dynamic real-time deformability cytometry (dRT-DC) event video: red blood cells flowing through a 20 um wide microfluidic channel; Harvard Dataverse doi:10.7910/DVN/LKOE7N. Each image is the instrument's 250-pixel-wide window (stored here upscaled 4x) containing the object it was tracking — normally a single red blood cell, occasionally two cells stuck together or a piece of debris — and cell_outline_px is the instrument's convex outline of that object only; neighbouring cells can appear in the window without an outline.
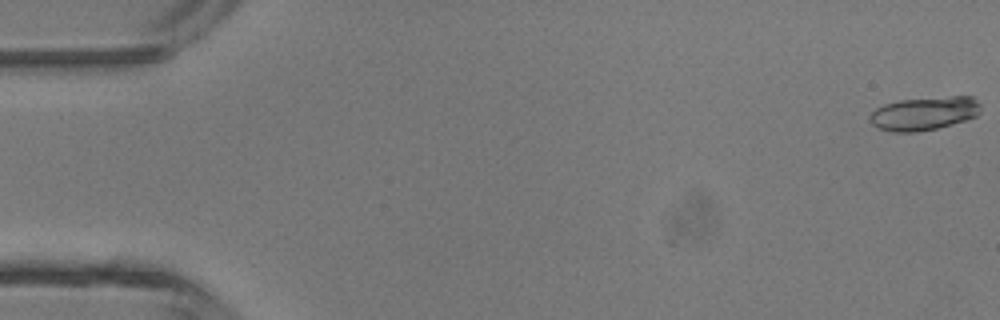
{"species": "common noctule bat (a hibernating species)", "species_latin": "Nyctalus noctula", "temperature_condition": "room temperature", "stored_images_in_passage": 20, "camera_frame_rate_fps": 3000, "um_per_image_px": 0.085, "animal": {"sex": "male", "body_mass_g": 13.3}, "frame": {"image": 1, "passage_image": 1, "time_ms": 0.0, "image_size_px": [1000, 320], "cell_outline_px": [[980, 112], [976, 116], [964, 120], [936, 128], [916, 132], [892, 132], [876, 128], [872, 124], [868, 116], [876, 108], [884, 104], [900, 100], [952, 96], [972, 96], [980, 104]], "centroid_in_image_um": [78.52, 9.64], "position_along_channel_um": 6.5, "area_um2": 21.56}}
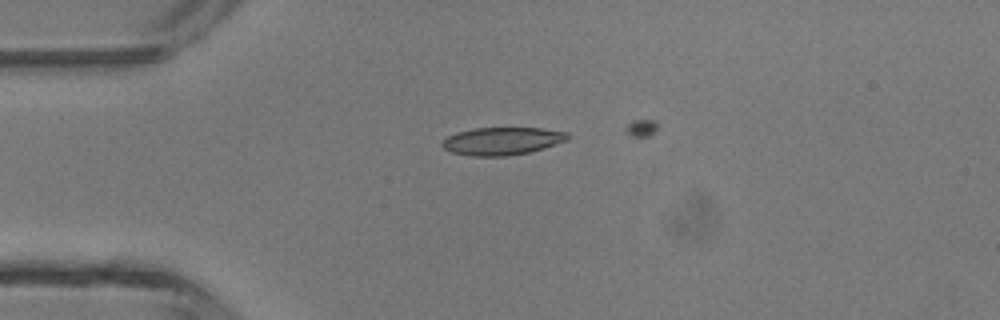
{"frame": {"image": 2, "passage_image": 12, "time_ms": 3.667, "image_size_px": [1000, 320], "cell_outline_px": [[568, 140], [544, 148], [528, 152], [508, 156], [472, 156], [452, 152], [444, 148], [440, 144], [448, 136], [456, 132], [472, 128], [540, 128], [568, 132]], "centroid_in_image_um": [42.67, 11.99], "position_along_channel_um": 42.3, "area_um2": 20.23}}
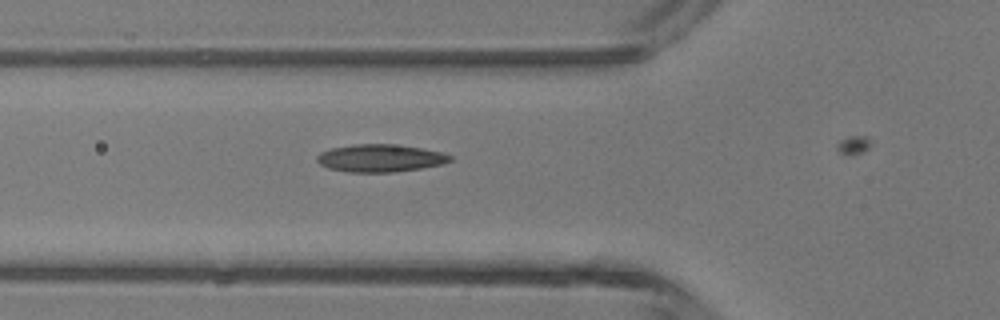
{"frame": {"image": 3, "passage_image": 17, "time_ms": 5.333, "image_size_px": [1000, 320], "cell_outline_px": [[452, 160], [444, 164], [420, 168], [392, 172], [348, 172], [328, 168], [320, 164], [316, 160], [316, 156], [320, 152], [332, 148], [352, 144], [392, 144], [420, 148], [440, 152], [452, 156]], "centroid_in_image_um": [32.29, 13.44], "position_along_channel_um": 93.5, "area_um2": 21.33}}